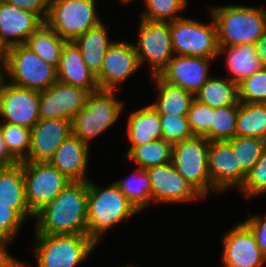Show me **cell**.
<instances>
[{
	"mask_svg": "<svg viewBox=\"0 0 266 267\" xmlns=\"http://www.w3.org/2000/svg\"><path fill=\"white\" fill-rule=\"evenodd\" d=\"M244 197L253 198L266 193V149L261 158L247 173L246 179L242 187L239 189Z\"/></svg>",
	"mask_w": 266,
	"mask_h": 267,
	"instance_id": "ab89813d",
	"label": "cell"
},
{
	"mask_svg": "<svg viewBox=\"0 0 266 267\" xmlns=\"http://www.w3.org/2000/svg\"><path fill=\"white\" fill-rule=\"evenodd\" d=\"M23 10L36 14L43 22L49 12V0H4Z\"/></svg>",
	"mask_w": 266,
	"mask_h": 267,
	"instance_id": "7bdbcfd3",
	"label": "cell"
},
{
	"mask_svg": "<svg viewBox=\"0 0 266 267\" xmlns=\"http://www.w3.org/2000/svg\"><path fill=\"white\" fill-rule=\"evenodd\" d=\"M211 24L181 17L170 22L172 48L175 55L217 59V27L211 16Z\"/></svg>",
	"mask_w": 266,
	"mask_h": 267,
	"instance_id": "52a82bcc",
	"label": "cell"
},
{
	"mask_svg": "<svg viewBox=\"0 0 266 267\" xmlns=\"http://www.w3.org/2000/svg\"><path fill=\"white\" fill-rule=\"evenodd\" d=\"M120 1H121V3H125V4L127 3L128 4L129 2H132L133 0H119V2Z\"/></svg>",
	"mask_w": 266,
	"mask_h": 267,
	"instance_id": "681fc988",
	"label": "cell"
},
{
	"mask_svg": "<svg viewBox=\"0 0 266 267\" xmlns=\"http://www.w3.org/2000/svg\"><path fill=\"white\" fill-rule=\"evenodd\" d=\"M1 122L31 129L40 119L39 91L18 87L3 79L0 83Z\"/></svg>",
	"mask_w": 266,
	"mask_h": 267,
	"instance_id": "7c38bea8",
	"label": "cell"
},
{
	"mask_svg": "<svg viewBox=\"0 0 266 267\" xmlns=\"http://www.w3.org/2000/svg\"><path fill=\"white\" fill-rule=\"evenodd\" d=\"M208 171L211 184L219 193L240 189L247 176L226 140L209 142Z\"/></svg>",
	"mask_w": 266,
	"mask_h": 267,
	"instance_id": "9a60e30c",
	"label": "cell"
},
{
	"mask_svg": "<svg viewBox=\"0 0 266 267\" xmlns=\"http://www.w3.org/2000/svg\"><path fill=\"white\" fill-rule=\"evenodd\" d=\"M162 139L174 145L192 138L187 116L160 115Z\"/></svg>",
	"mask_w": 266,
	"mask_h": 267,
	"instance_id": "f35d334b",
	"label": "cell"
},
{
	"mask_svg": "<svg viewBox=\"0 0 266 267\" xmlns=\"http://www.w3.org/2000/svg\"><path fill=\"white\" fill-rule=\"evenodd\" d=\"M145 171L150 179L152 202L159 204L190 203L203 198L179 174L171 162L161 166L149 167Z\"/></svg>",
	"mask_w": 266,
	"mask_h": 267,
	"instance_id": "4fadbf2b",
	"label": "cell"
},
{
	"mask_svg": "<svg viewBox=\"0 0 266 267\" xmlns=\"http://www.w3.org/2000/svg\"><path fill=\"white\" fill-rule=\"evenodd\" d=\"M7 166L4 163L0 162V174L3 172V170L6 168Z\"/></svg>",
	"mask_w": 266,
	"mask_h": 267,
	"instance_id": "c3c4849f",
	"label": "cell"
},
{
	"mask_svg": "<svg viewBox=\"0 0 266 267\" xmlns=\"http://www.w3.org/2000/svg\"><path fill=\"white\" fill-rule=\"evenodd\" d=\"M139 68L141 67L133 43L115 40L108 47L102 67L95 75L98 87L100 90H116L120 83Z\"/></svg>",
	"mask_w": 266,
	"mask_h": 267,
	"instance_id": "5bb4252c",
	"label": "cell"
},
{
	"mask_svg": "<svg viewBox=\"0 0 266 267\" xmlns=\"http://www.w3.org/2000/svg\"><path fill=\"white\" fill-rule=\"evenodd\" d=\"M211 60L214 59L174 55L158 76L166 83L195 95L210 78Z\"/></svg>",
	"mask_w": 266,
	"mask_h": 267,
	"instance_id": "d6986e66",
	"label": "cell"
},
{
	"mask_svg": "<svg viewBox=\"0 0 266 267\" xmlns=\"http://www.w3.org/2000/svg\"><path fill=\"white\" fill-rule=\"evenodd\" d=\"M132 175L124 180H116L114 183L137 210L142 211L152 202L150 179L146 171L139 168H136Z\"/></svg>",
	"mask_w": 266,
	"mask_h": 267,
	"instance_id": "1f68e13d",
	"label": "cell"
},
{
	"mask_svg": "<svg viewBox=\"0 0 266 267\" xmlns=\"http://www.w3.org/2000/svg\"><path fill=\"white\" fill-rule=\"evenodd\" d=\"M173 145L164 139H157L140 146H129L124 158L135 162L139 169L161 166L171 162Z\"/></svg>",
	"mask_w": 266,
	"mask_h": 267,
	"instance_id": "4dcf8cb0",
	"label": "cell"
},
{
	"mask_svg": "<svg viewBox=\"0 0 266 267\" xmlns=\"http://www.w3.org/2000/svg\"><path fill=\"white\" fill-rule=\"evenodd\" d=\"M123 267H124V266H123ZM125 267H136V266H134V265H133V266H132V265H126Z\"/></svg>",
	"mask_w": 266,
	"mask_h": 267,
	"instance_id": "816d5d0a",
	"label": "cell"
},
{
	"mask_svg": "<svg viewBox=\"0 0 266 267\" xmlns=\"http://www.w3.org/2000/svg\"><path fill=\"white\" fill-rule=\"evenodd\" d=\"M235 137H257L266 140V103H240Z\"/></svg>",
	"mask_w": 266,
	"mask_h": 267,
	"instance_id": "f546056e",
	"label": "cell"
},
{
	"mask_svg": "<svg viewBox=\"0 0 266 267\" xmlns=\"http://www.w3.org/2000/svg\"><path fill=\"white\" fill-rule=\"evenodd\" d=\"M237 105L212 108L211 141H227L235 137Z\"/></svg>",
	"mask_w": 266,
	"mask_h": 267,
	"instance_id": "d590c367",
	"label": "cell"
},
{
	"mask_svg": "<svg viewBox=\"0 0 266 267\" xmlns=\"http://www.w3.org/2000/svg\"><path fill=\"white\" fill-rule=\"evenodd\" d=\"M208 150L209 141L204 136H193L172 147L173 167L203 198L209 191L218 193L209 177Z\"/></svg>",
	"mask_w": 266,
	"mask_h": 267,
	"instance_id": "9c48e42d",
	"label": "cell"
},
{
	"mask_svg": "<svg viewBox=\"0 0 266 267\" xmlns=\"http://www.w3.org/2000/svg\"><path fill=\"white\" fill-rule=\"evenodd\" d=\"M97 0H49L46 23L65 41H74L101 23Z\"/></svg>",
	"mask_w": 266,
	"mask_h": 267,
	"instance_id": "ba28073f",
	"label": "cell"
},
{
	"mask_svg": "<svg viewBox=\"0 0 266 267\" xmlns=\"http://www.w3.org/2000/svg\"><path fill=\"white\" fill-rule=\"evenodd\" d=\"M43 23L36 14L0 0V40L8 49L25 44Z\"/></svg>",
	"mask_w": 266,
	"mask_h": 267,
	"instance_id": "ffe728a7",
	"label": "cell"
},
{
	"mask_svg": "<svg viewBox=\"0 0 266 267\" xmlns=\"http://www.w3.org/2000/svg\"><path fill=\"white\" fill-rule=\"evenodd\" d=\"M58 81L83 88L89 93L99 90L95 74L85 64L74 41H66L57 67Z\"/></svg>",
	"mask_w": 266,
	"mask_h": 267,
	"instance_id": "7402d4cb",
	"label": "cell"
},
{
	"mask_svg": "<svg viewBox=\"0 0 266 267\" xmlns=\"http://www.w3.org/2000/svg\"><path fill=\"white\" fill-rule=\"evenodd\" d=\"M8 47L0 40V73L4 74L7 66Z\"/></svg>",
	"mask_w": 266,
	"mask_h": 267,
	"instance_id": "7dc6e473",
	"label": "cell"
},
{
	"mask_svg": "<svg viewBox=\"0 0 266 267\" xmlns=\"http://www.w3.org/2000/svg\"><path fill=\"white\" fill-rule=\"evenodd\" d=\"M227 141L246 173L253 168L266 149V140L257 137H234Z\"/></svg>",
	"mask_w": 266,
	"mask_h": 267,
	"instance_id": "d6a6232c",
	"label": "cell"
},
{
	"mask_svg": "<svg viewBox=\"0 0 266 267\" xmlns=\"http://www.w3.org/2000/svg\"><path fill=\"white\" fill-rule=\"evenodd\" d=\"M71 134V121L68 119H39L31 128L30 149L24 161L48 162Z\"/></svg>",
	"mask_w": 266,
	"mask_h": 267,
	"instance_id": "ac0fdd59",
	"label": "cell"
},
{
	"mask_svg": "<svg viewBox=\"0 0 266 267\" xmlns=\"http://www.w3.org/2000/svg\"><path fill=\"white\" fill-rule=\"evenodd\" d=\"M3 76H4V75L0 73V83H1V81L3 80Z\"/></svg>",
	"mask_w": 266,
	"mask_h": 267,
	"instance_id": "f907efd6",
	"label": "cell"
},
{
	"mask_svg": "<svg viewBox=\"0 0 266 267\" xmlns=\"http://www.w3.org/2000/svg\"><path fill=\"white\" fill-rule=\"evenodd\" d=\"M129 146H140L162 139L160 115L149 104L129 114L127 120Z\"/></svg>",
	"mask_w": 266,
	"mask_h": 267,
	"instance_id": "d4e9b609",
	"label": "cell"
},
{
	"mask_svg": "<svg viewBox=\"0 0 266 267\" xmlns=\"http://www.w3.org/2000/svg\"><path fill=\"white\" fill-rule=\"evenodd\" d=\"M115 93L100 89L89 93L84 107L71 120L72 134L91 146V140L112 127L124 106Z\"/></svg>",
	"mask_w": 266,
	"mask_h": 267,
	"instance_id": "277c9868",
	"label": "cell"
},
{
	"mask_svg": "<svg viewBox=\"0 0 266 267\" xmlns=\"http://www.w3.org/2000/svg\"><path fill=\"white\" fill-rule=\"evenodd\" d=\"M90 146L71 134L48 161L70 181H89L87 168Z\"/></svg>",
	"mask_w": 266,
	"mask_h": 267,
	"instance_id": "44dd1931",
	"label": "cell"
},
{
	"mask_svg": "<svg viewBox=\"0 0 266 267\" xmlns=\"http://www.w3.org/2000/svg\"><path fill=\"white\" fill-rule=\"evenodd\" d=\"M243 223L252 231L257 246L266 257V216L254 215Z\"/></svg>",
	"mask_w": 266,
	"mask_h": 267,
	"instance_id": "b9f144b4",
	"label": "cell"
},
{
	"mask_svg": "<svg viewBox=\"0 0 266 267\" xmlns=\"http://www.w3.org/2000/svg\"><path fill=\"white\" fill-rule=\"evenodd\" d=\"M137 45L133 44L140 67L147 62L151 67V76L167 66L175 55L172 48L170 22L141 19L139 23Z\"/></svg>",
	"mask_w": 266,
	"mask_h": 267,
	"instance_id": "8fae6325",
	"label": "cell"
},
{
	"mask_svg": "<svg viewBox=\"0 0 266 267\" xmlns=\"http://www.w3.org/2000/svg\"><path fill=\"white\" fill-rule=\"evenodd\" d=\"M194 99L211 108L237 105L238 84L231 82L226 76H211L194 95Z\"/></svg>",
	"mask_w": 266,
	"mask_h": 267,
	"instance_id": "83f0119b",
	"label": "cell"
},
{
	"mask_svg": "<svg viewBox=\"0 0 266 267\" xmlns=\"http://www.w3.org/2000/svg\"><path fill=\"white\" fill-rule=\"evenodd\" d=\"M0 162L4 163L7 167L18 164L19 162L10 154L3 139L0 129Z\"/></svg>",
	"mask_w": 266,
	"mask_h": 267,
	"instance_id": "f6af8a7d",
	"label": "cell"
},
{
	"mask_svg": "<svg viewBox=\"0 0 266 267\" xmlns=\"http://www.w3.org/2000/svg\"><path fill=\"white\" fill-rule=\"evenodd\" d=\"M3 75V79L9 80L12 85L39 92L58 81L57 69L39 58L25 44L8 49Z\"/></svg>",
	"mask_w": 266,
	"mask_h": 267,
	"instance_id": "8992f818",
	"label": "cell"
},
{
	"mask_svg": "<svg viewBox=\"0 0 266 267\" xmlns=\"http://www.w3.org/2000/svg\"><path fill=\"white\" fill-rule=\"evenodd\" d=\"M262 68L266 69V32L255 42Z\"/></svg>",
	"mask_w": 266,
	"mask_h": 267,
	"instance_id": "bcb514c9",
	"label": "cell"
},
{
	"mask_svg": "<svg viewBox=\"0 0 266 267\" xmlns=\"http://www.w3.org/2000/svg\"><path fill=\"white\" fill-rule=\"evenodd\" d=\"M217 27L219 47L255 44L266 32V9L243 5L209 8Z\"/></svg>",
	"mask_w": 266,
	"mask_h": 267,
	"instance_id": "3957f363",
	"label": "cell"
},
{
	"mask_svg": "<svg viewBox=\"0 0 266 267\" xmlns=\"http://www.w3.org/2000/svg\"><path fill=\"white\" fill-rule=\"evenodd\" d=\"M224 53L227 55V71L232 75L226 78L231 82L239 84L262 69L255 44L219 47L218 57Z\"/></svg>",
	"mask_w": 266,
	"mask_h": 267,
	"instance_id": "cb8c5ba5",
	"label": "cell"
},
{
	"mask_svg": "<svg viewBox=\"0 0 266 267\" xmlns=\"http://www.w3.org/2000/svg\"><path fill=\"white\" fill-rule=\"evenodd\" d=\"M89 92L57 81L39 92L40 119H68L84 107Z\"/></svg>",
	"mask_w": 266,
	"mask_h": 267,
	"instance_id": "e0dca14e",
	"label": "cell"
},
{
	"mask_svg": "<svg viewBox=\"0 0 266 267\" xmlns=\"http://www.w3.org/2000/svg\"><path fill=\"white\" fill-rule=\"evenodd\" d=\"M74 42L79 47L85 64L96 75L102 67L108 47L114 41L108 38L107 28L101 22L76 38Z\"/></svg>",
	"mask_w": 266,
	"mask_h": 267,
	"instance_id": "484cf974",
	"label": "cell"
},
{
	"mask_svg": "<svg viewBox=\"0 0 266 267\" xmlns=\"http://www.w3.org/2000/svg\"><path fill=\"white\" fill-rule=\"evenodd\" d=\"M9 243L8 241L0 240V267H28L19 259L11 256V253H8L6 246Z\"/></svg>",
	"mask_w": 266,
	"mask_h": 267,
	"instance_id": "ee69618b",
	"label": "cell"
},
{
	"mask_svg": "<svg viewBox=\"0 0 266 267\" xmlns=\"http://www.w3.org/2000/svg\"><path fill=\"white\" fill-rule=\"evenodd\" d=\"M65 42L44 22L28 38L25 45L39 58L57 69Z\"/></svg>",
	"mask_w": 266,
	"mask_h": 267,
	"instance_id": "f1b7e54d",
	"label": "cell"
},
{
	"mask_svg": "<svg viewBox=\"0 0 266 267\" xmlns=\"http://www.w3.org/2000/svg\"><path fill=\"white\" fill-rule=\"evenodd\" d=\"M143 10L140 19L150 21H174L183 16L179 13L187 8V0H143Z\"/></svg>",
	"mask_w": 266,
	"mask_h": 267,
	"instance_id": "e575fe53",
	"label": "cell"
},
{
	"mask_svg": "<svg viewBox=\"0 0 266 267\" xmlns=\"http://www.w3.org/2000/svg\"><path fill=\"white\" fill-rule=\"evenodd\" d=\"M137 213V208L115 183L101 187L88 181L87 235L97 244L112 227Z\"/></svg>",
	"mask_w": 266,
	"mask_h": 267,
	"instance_id": "7a4b0ae2",
	"label": "cell"
},
{
	"mask_svg": "<svg viewBox=\"0 0 266 267\" xmlns=\"http://www.w3.org/2000/svg\"><path fill=\"white\" fill-rule=\"evenodd\" d=\"M188 124L194 136H204L211 142L212 108L193 100L187 114Z\"/></svg>",
	"mask_w": 266,
	"mask_h": 267,
	"instance_id": "74e56055",
	"label": "cell"
},
{
	"mask_svg": "<svg viewBox=\"0 0 266 267\" xmlns=\"http://www.w3.org/2000/svg\"><path fill=\"white\" fill-rule=\"evenodd\" d=\"M88 181H71L34 216L35 234L87 235Z\"/></svg>",
	"mask_w": 266,
	"mask_h": 267,
	"instance_id": "6da1fadb",
	"label": "cell"
},
{
	"mask_svg": "<svg viewBox=\"0 0 266 267\" xmlns=\"http://www.w3.org/2000/svg\"><path fill=\"white\" fill-rule=\"evenodd\" d=\"M158 89V96L154 103L150 104L159 115L187 116L194 95L174 85L163 81L158 75L152 76Z\"/></svg>",
	"mask_w": 266,
	"mask_h": 267,
	"instance_id": "4316f807",
	"label": "cell"
},
{
	"mask_svg": "<svg viewBox=\"0 0 266 267\" xmlns=\"http://www.w3.org/2000/svg\"><path fill=\"white\" fill-rule=\"evenodd\" d=\"M240 103H266V69L245 78L238 84Z\"/></svg>",
	"mask_w": 266,
	"mask_h": 267,
	"instance_id": "8d00e7d4",
	"label": "cell"
},
{
	"mask_svg": "<svg viewBox=\"0 0 266 267\" xmlns=\"http://www.w3.org/2000/svg\"><path fill=\"white\" fill-rule=\"evenodd\" d=\"M25 197L35 215L51 203L71 182L49 162L22 161Z\"/></svg>",
	"mask_w": 266,
	"mask_h": 267,
	"instance_id": "30bf717a",
	"label": "cell"
},
{
	"mask_svg": "<svg viewBox=\"0 0 266 267\" xmlns=\"http://www.w3.org/2000/svg\"><path fill=\"white\" fill-rule=\"evenodd\" d=\"M25 219L12 209V205L0 204V240L12 242Z\"/></svg>",
	"mask_w": 266,
	"mask_h": 267,
	"instance_id": "60d3db41",
	"label": "cell"
},
{
	"mask_svg": "<svg viewBox=\"0 0 266 267\" xmlns=\"http://www.w3.org/2000/svg\"><path fill=\"white\" fill-rule=\"evenodd\" d=\"M222 245L224 267H263L266 262L252 231L243 222L224 233Z\"/></svg>",
	"mask_w": 266,
	"mask_h": 267,
	"instance_id": "2e32d148",
	"label": "cell"
},
{
	"mask_svg": "<svg viewBox=\"0 0 266 267\" xmlns=\"http://www.w3.org/2000/svg\"><path fill=\"white\" fill-rule=\"evenodd\" d=\"M34 235L37 267H77L98 245L88 235Z\"/></svg>",
	"mask_w": 266,
	"mask_h": 267,
	"instance_id": "5b68a950",
	"label": "cell"
},
{
	"mask_svg": "<svg viewBox=\"0 0 266 267\" xmlns=\"http://www.w3.org/2000/svg\"><path fill=\"white\" fill-rule=\"evenodd\" d=\"M0 129L10 154L19 163L24 161L30 149L31 129L6 122L0 123Z\"/></svg>",
	"mask_w": 266,
	"mask_h": 267,
	"instance_id": "836d02e7",
	"label": "cell"
},
{
	"mask_svg": "<svg viewBox=\"0 0 266 267\" xmlns=\"http://www.w3.org/2000/svg\"><path fill=\"white\" fill-rule=\"evenodd\" d=\"M0 204L12 205L25 220L34 214L30 211L25 197V182L22 163L6 167L0 174Z\"/></svg>",
	"mask_w": 266,
	"mask_h": 267,
	"instance_id": "603a6c76",
	"label": "cell"
}]
</instances>
